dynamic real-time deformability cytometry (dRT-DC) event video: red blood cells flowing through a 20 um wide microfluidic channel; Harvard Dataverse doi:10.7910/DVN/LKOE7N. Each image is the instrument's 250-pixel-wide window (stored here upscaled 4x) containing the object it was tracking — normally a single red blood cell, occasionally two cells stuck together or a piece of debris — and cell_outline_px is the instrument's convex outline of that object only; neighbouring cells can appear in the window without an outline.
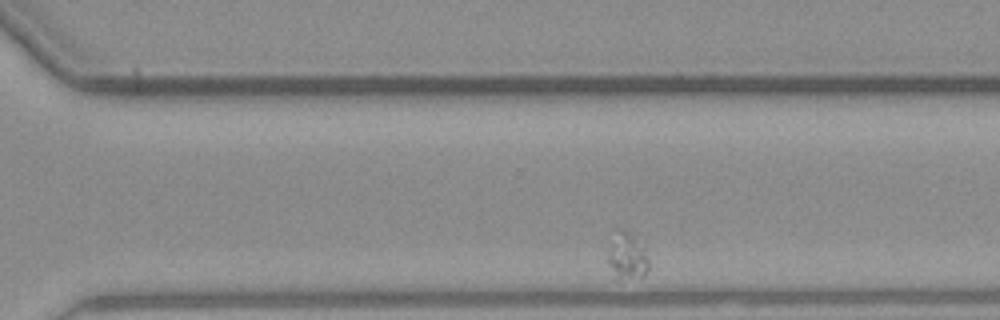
{"species": "common noctule bat (a hibernating species)", "species_latin": "Nyctalus noctula", "temperature_condition": "warm", "stored_images_in_passage": 30, "camera_frame_rate_fps": 3000, "um_per_image_px": 0.085, "animal": {"sex": "male", "body_mass_g": 23.1, "forearm_length_mm": 52.7}, "frame": {"image": 1, "passage_image": 26, "time_ms": 8.333, "image_size_px": [1000, 320], "cell_outline_px": [[648, 268], [644, 276], [620, 280], [608, 264], [608, 256], [620, 228], [628, 232], [644, 248], [648, 260]], "centroid_in_image_um": [53.35, 21.85], "position_along_channel_um": 317.2, "area_um2": 10.29}}
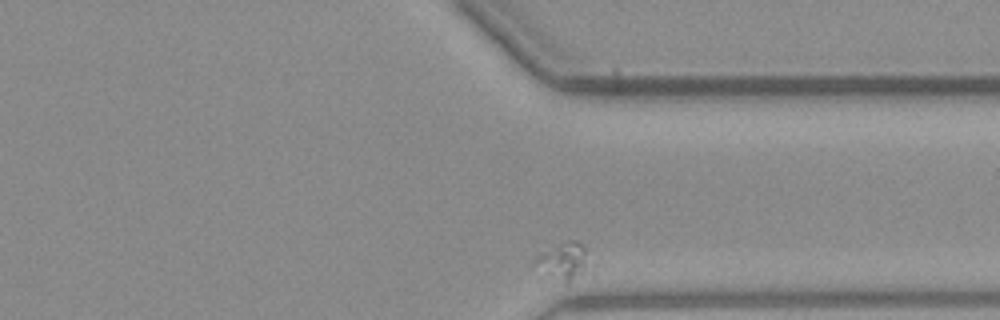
{"frame": {"image": 2, "passage_image": 30, "time_ms": 9.667, "image_size_px": [1000, 320], "cell_outline_px": [[584, 252], [580, 272], [568, 284], [564, 284], [536, 260], [536, 256], [540, 252], [564, 240], [576, 240], [584, 248]], "centroid_in_image_um": [47.85, 22.09], "position_along_channel_um": 363.5, "area_um2": 10.0}}